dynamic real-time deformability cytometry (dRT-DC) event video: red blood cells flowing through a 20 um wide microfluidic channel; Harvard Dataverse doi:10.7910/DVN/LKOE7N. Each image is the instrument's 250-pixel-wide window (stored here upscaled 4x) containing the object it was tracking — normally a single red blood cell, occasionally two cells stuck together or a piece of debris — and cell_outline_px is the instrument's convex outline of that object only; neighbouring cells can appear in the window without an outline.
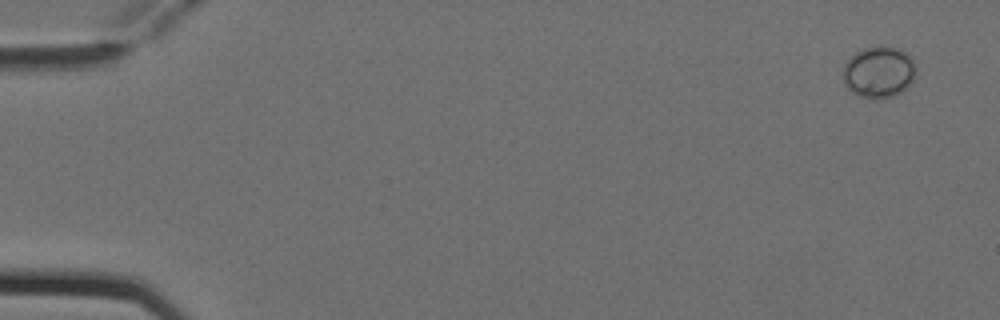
{"species": "Egyptian fruit bat (a non-hibernating species)", "species_latin": "Rousettus aegyptiacus", "temperature_condition": "cold", "stored_images_in_passage": 4, "camera_frame_rate_fps": 3000, "um_per_image_px": 0.085, "animal": {"sex": "female"}, "frame": {"image": 1, "passage_image": 1, "time_ms": 0.0, "image_size_px": [1000, 320], "cell_outline_px": [[916, 76], [896, 96], [876, 100], [860, 96], [852, 92], [844, 84], [844, 64], [856, 52], [864, 48], [896, 48], [908, 52], [912, 56], [916, 64]], "centroid_in_image_um": [74.73, 6.15], "position_along_channel_um": 10.3, "area_um2": 21.79}}
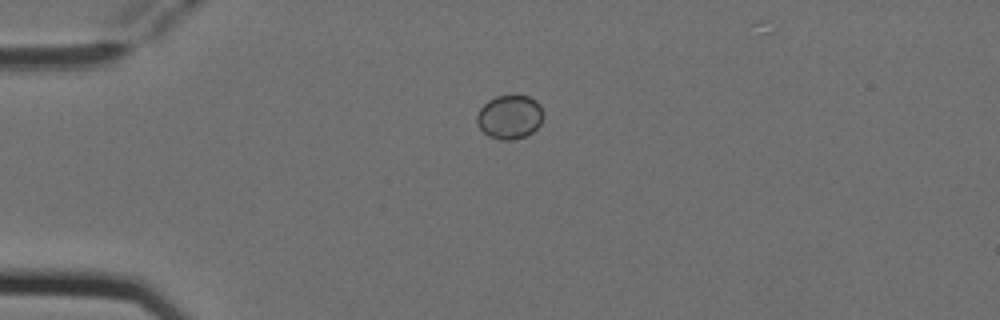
{"frame": {"image": 2, "passage_image": 3, "time_ms": 0.667, "image_size_px": [1000, 320], "cell_outline_px": [[544, 116], [540, 124], [532, 132], [524, 136], [512, 140], [500, 140], [488, 136], [480, 128], [476, 120], [476, 116], [480, 108], [488, 100], [496, 96], [528, 96], [536, 100], [540, 104], [544, 112]], "centroid_in_image_um": [43.33, 9.94], "position_along_channel_um": 41.7, "area_um2": 17.05}}